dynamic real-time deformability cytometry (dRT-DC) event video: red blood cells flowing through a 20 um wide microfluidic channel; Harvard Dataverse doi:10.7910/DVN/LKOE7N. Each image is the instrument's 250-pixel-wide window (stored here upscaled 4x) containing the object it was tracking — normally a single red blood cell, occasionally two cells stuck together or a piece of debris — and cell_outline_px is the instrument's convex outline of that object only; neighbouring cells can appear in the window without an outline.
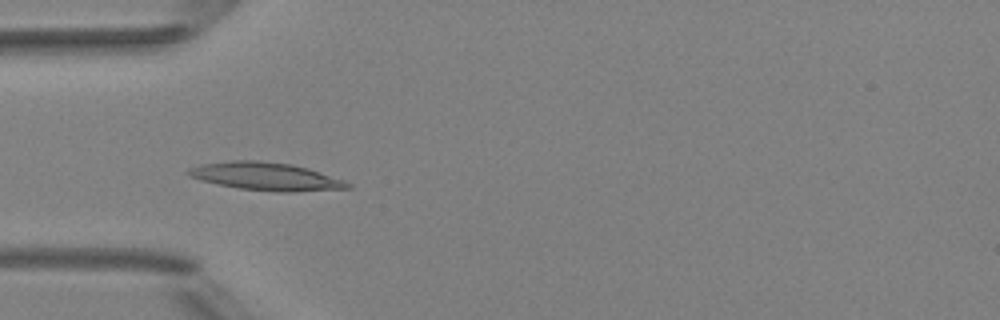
{"species": "Egyptian fruit bat (a non-hibernating species)", "species_latin": "Rousettus aegyptiacus", "temperature_condition": "room temperature", "stored_images_in_passage": 6, "camera_frame_rate_fps": 3000, "um_per_image_px": 0.085, "animal": {"sex": "female"}, "frame": {"image": 1, "passage_image": 4, "time_ms": 3.667, "image_size_px": [1000, 320], "cell_outline_px": [[352, 188], [292, 192], [276, 192], [240, 188], [216, 184], [200, 180], [188, 176], [184, 172], [188, 168], [200, 164], [232, 160], [256, 160], [292, 164], [308, 168], [344, 180], [352, 184]], "centroid_in_image_um": [22.57, 14.99], "position_along_channel_um": 62.4, "area_um2": 26.13}}
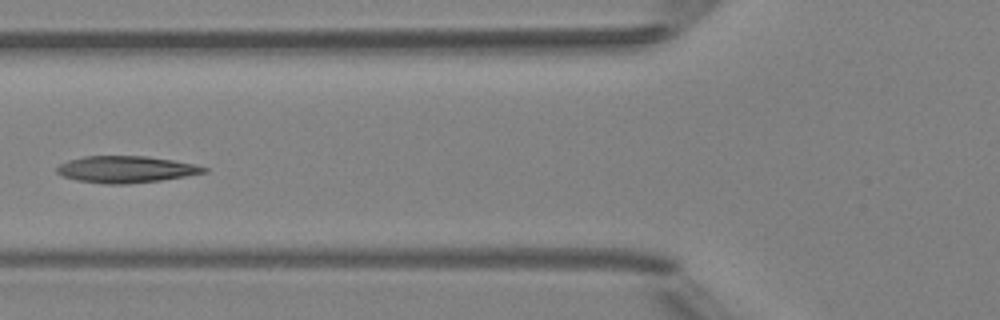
{"frame": {"image": 2, "passage_image": 5, "time_ms": 5.0, "image_size_px": [1000, 320], "cell_outline_px": [[208, 172], [160, 180], [128, 184], [104, 184], [76, 180], [64, 176], [56, 172], [56, 168], [60, 164], [68, 160], [84, 156], [148, 156], [196, 164], [208, 168]], "centroid_in_image_um": [10.7, 14.39], "position_along_channel_um": 115.1, "area_um2": 22.89}}
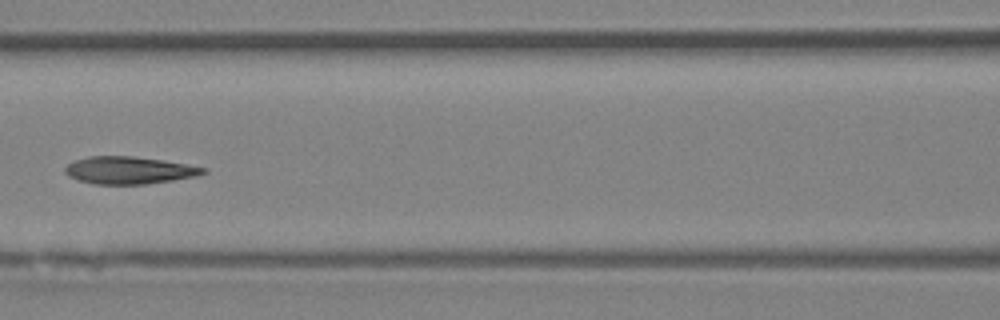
{"frame": {"image": 3, "passage_image": 6, "time_ms": 6.0, "image_size_px": [1000, 320], "cell_outline_px": [[208, 172], [196, 176], [172, 180], [144, 184], [92, 184], [68, 176], [64, 172], [64, 168], [68, 164], [76, 160], [88, 156], [132, 156], [160, 160], [208, 168]], "centroid_in_image_um": [10.95, 14.47], "position_along_channel_um": 155.6, "area_um2": 21.85}}